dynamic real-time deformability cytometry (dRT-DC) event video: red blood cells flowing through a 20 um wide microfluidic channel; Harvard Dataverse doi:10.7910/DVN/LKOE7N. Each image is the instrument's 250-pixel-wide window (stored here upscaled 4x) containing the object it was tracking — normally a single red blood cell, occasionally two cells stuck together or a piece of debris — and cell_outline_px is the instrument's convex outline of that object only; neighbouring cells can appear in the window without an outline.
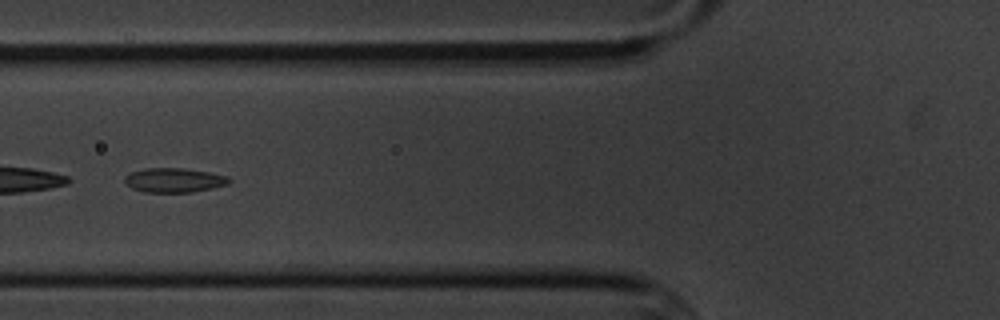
{"species": "common noctule bat (a hibernating species)", "species_latin": "Nyctalus noctula", "temperature_condition": "cold", "stored_images_in_passage": 10, "segment_of_instrument_passage": [2, 2], "camera_frame_rate_fps": 3000, "um_per_image_px": 0.085, "animal": {"sex": "male", "body_mass_g": 20.1, "forearm_length_mm": 53.5}, "frame": {"image": 1, "passage_image": 6, "time_ms": 5.667, "image_size_px": [1000, 320], "cell_outline_px": [[232, 180], [228, 184], [212, 188], [192, 192], [144, 192], [132, 188], [124, 180], [124, 176], [132, 172], [144, 168], [184, 168], [208, 172], [228, 176]], "centroid_in_image_um": [14.81, 15.31], "position_along_channel_um": 111.0, "area_um2": 14.8}}
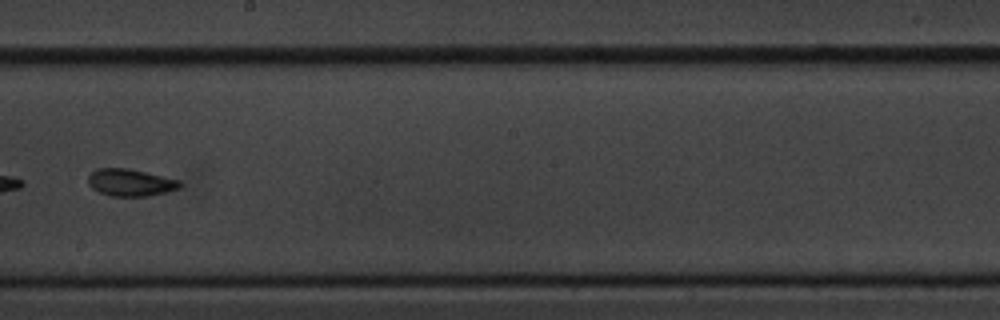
{"frame": {"image": 2, "passage_image": 9, "time_ms": 9.333, "image_size_px": [1000, 320], "cell_outline_px": [[184, 184], [180, 188], [168, 192], [148, 196], [112, 196], [100, 192], [92, 188], [88, 184], [88, 176], [96, 168], [128, 168], [180, 180]], "centroid_in_image_um": [11.12, 15.51], "position_along_channel_um": 237.1, "area_um2": 14.62}}
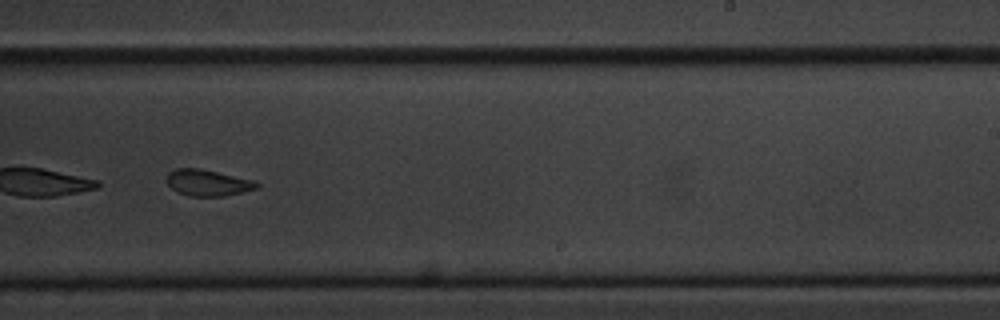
{"frame": {"image": 3, "passage_image": 10, "time_ms": 10.333, "image_size_px": [1000, 320], "cell_outline_px": [[260, 184], [256, 188], [244, 192], [224, 196], [188, 196], [172, 188], [164, 180], [168, 172], [176, 168], [200, 168], [252, 180]], "centroid_in_image_um": [17.62, 15.53], "position_along_channel_um": 271.4, "area_um2": 13.76}}